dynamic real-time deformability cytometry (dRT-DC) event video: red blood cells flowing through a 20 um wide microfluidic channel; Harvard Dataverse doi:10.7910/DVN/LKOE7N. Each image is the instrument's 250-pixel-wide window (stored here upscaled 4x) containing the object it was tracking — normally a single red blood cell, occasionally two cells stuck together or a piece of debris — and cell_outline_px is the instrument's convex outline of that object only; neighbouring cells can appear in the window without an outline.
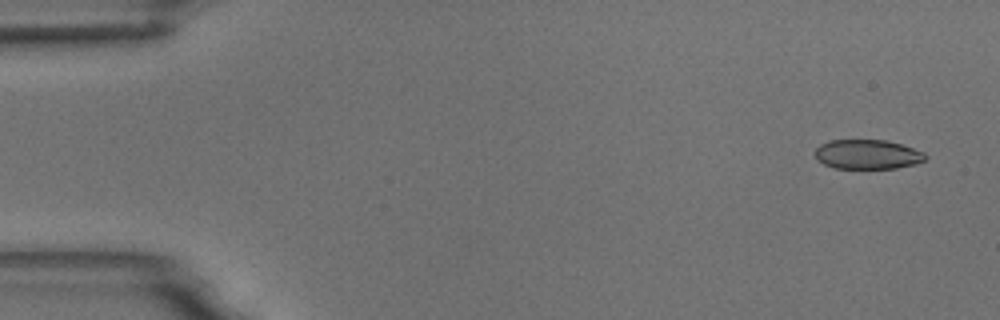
{"species": "common noctule bat (a hibernating species)", "species_latin": "Nyctalus noctula", "temperature_condition": "room temperature", "stored_images_in_passage": 5, "camera_frame_rate_fps": 3000, "um_per_image_px": 0.085, "animal": {"sex": "male", "body_mass_g": 18.8}, "frame": {"image": 1, "passage_image": 1, "time_ms": 0.0, "image_size_px": [1000, 320], "cell_outline_px": [[928, 156], [924, 160], [916, 164], [896, 168], [836, 168], [824, 164], [816, 160], [816, 148], [820, 144], [828, 140], [884, 140], [900, 144], [924, 152]], "centroid_in_image_um": [73.73, 13.12], "position_along_channel_um": 11.3, "area_um2": 18.9}}
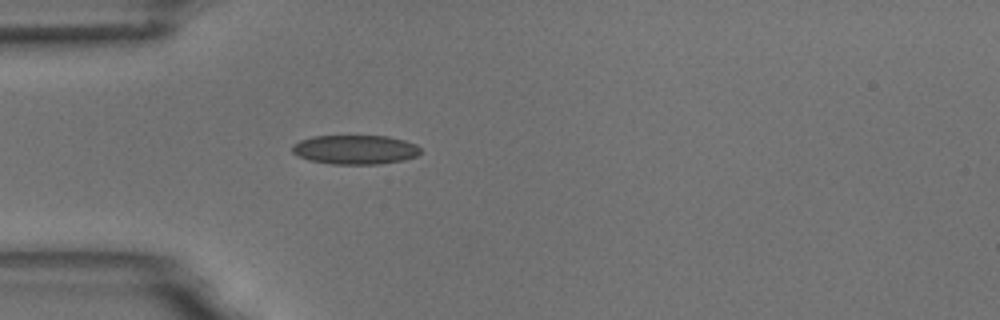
{"frame": {"image": 2, "passage_image": 5, "time_ms": 4.333, "image_size_px": [1000, 320], "cell_outline_px": [[420, 152], [416, 156], [404, 160], [380, 164], [332, 164], [308, 160], [292, 152], [292, 144], [300, 140], [312, 136], [388, 136], [404, 140], [416, 144], [420, 148]], "centroid_in_image_um": [30.18, 12.72], "position_along_channel_um": 54.8, "area_um2": 21.91}}